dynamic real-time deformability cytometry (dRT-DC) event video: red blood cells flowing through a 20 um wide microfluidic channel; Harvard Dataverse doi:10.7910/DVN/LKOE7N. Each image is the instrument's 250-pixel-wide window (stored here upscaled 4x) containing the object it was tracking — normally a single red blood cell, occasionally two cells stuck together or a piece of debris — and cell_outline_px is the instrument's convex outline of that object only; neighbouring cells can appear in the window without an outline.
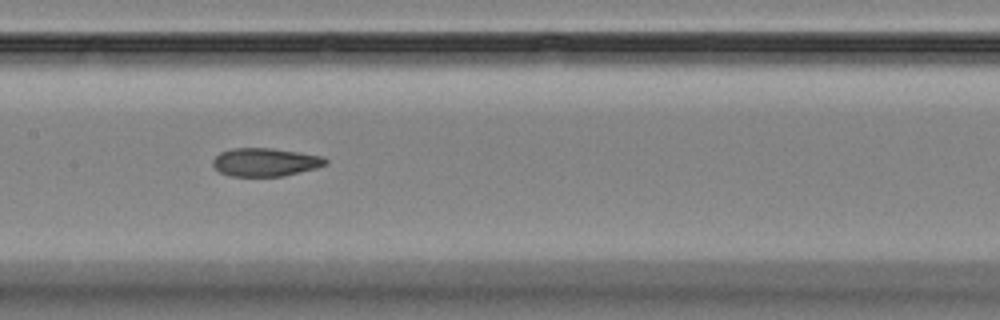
{"species": "Egyptian fruit bat (a non-hibernating species)", "species_latin": "Rousettus aegyptiacus", "temperature_condition": "room temperature", "stored_images_in_passage": 11, "camera_frame_rate_fps": 3000, "um_per_image_px": 0.085, "animal": {"sex": "female"}, "frame": {"image": 1, "passage_image": 4, "time_ms": 3.333, "image_size_px": [1000, 320], "cell_outline_px": [[328, 164], [316, 168], [284, 176], [228, 176], [220, 172], [212, 164], [212, 160], [220, 152], [232, 148], [272, 148], [324, 156], [328, 160]], "centroid_in_image_um": [22.56, 13.78], "position_along_channel_um": 184.8, "area_um2": 18.67}}
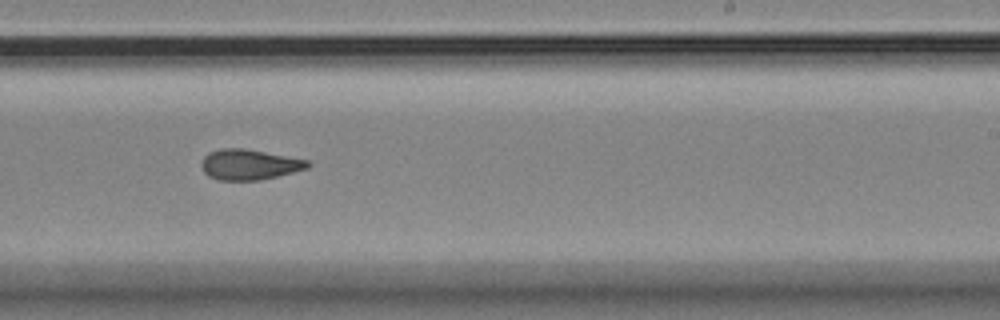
{"frame": {"image": 2, "passage_image": 6, "time_ms": 5.667, "image_size_px": [1000, 320], "cell_outline_px": [[312, 164], [308, 168], [260, 180], [216, 180], [208, 176], [204, 172], [200, 164], [204, 156], [208, 152], [224, 148], [244, 148], [308, 160]], "centroid_in_image_um": [21.16, 13.99], "position_along_channel_um": 267.8, "area_um2": 18.84}}
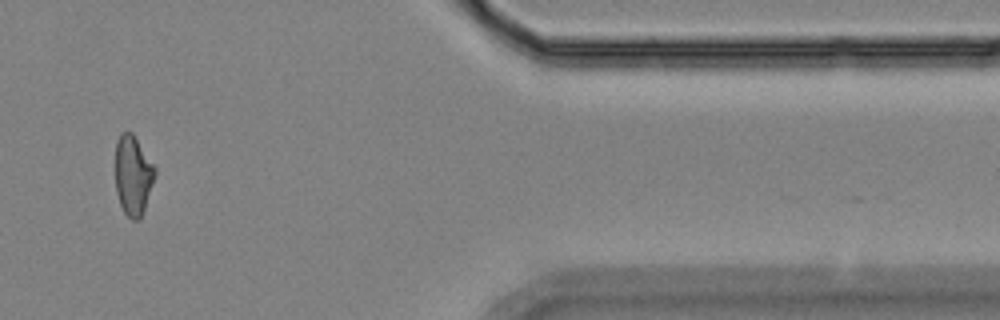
{"frame": {"image": 3, "passage_image": 10, "time_ms": 10.333, "image_size_px": [1000, 320], "cell_outline_px": [[156, 172], [140, 220], [132, 220], [124, 212], [120, 204], [116, 192], [116, 140], [120, 132], [132, 132], [156, 168]], "centroid_in_image_um": [11.29, 14.88], "position_along_channel_um": 400.1, "area_um2": 18.21}, "authors_computed_cell_mechanics": {"area_um2": 18.9006, "velocity_mm_per_s": 3.5695, "shape_relaxation_time_tau1_ms": 6.0063, "shape_relaxation_time_tau2_ms": 2.855, "deformation_change_tau1": 0.1304, "deformation_change_tau2": 0.0856}}